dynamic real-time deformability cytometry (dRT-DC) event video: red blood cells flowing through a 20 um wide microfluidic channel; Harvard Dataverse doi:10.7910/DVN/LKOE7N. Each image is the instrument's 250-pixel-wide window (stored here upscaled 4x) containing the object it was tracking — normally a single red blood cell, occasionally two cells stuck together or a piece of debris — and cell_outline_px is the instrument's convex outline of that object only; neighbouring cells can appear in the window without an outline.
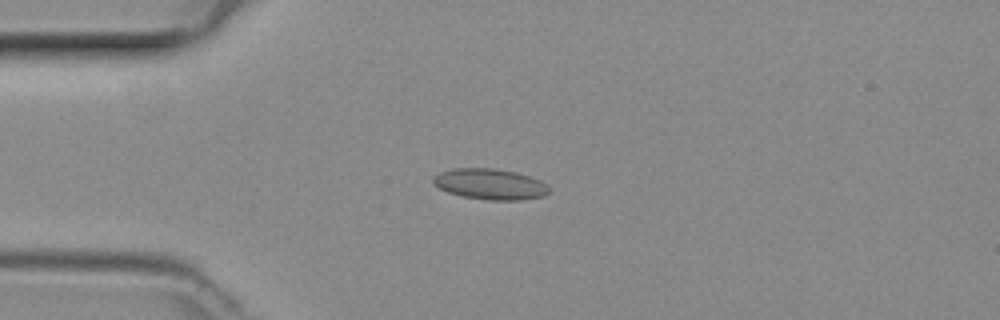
{"species": "common noctule bat (a hibernating species)", "species_latin": "Nyctalus noctula", "temperature_condition": "room temperature", "stored_images_in_passage": 48, "camera_frame_rate_fps": 3000, "um_per_image_px": 0.085, "animal": {"sex": "female", "body_mass_g": 29.2, "forearm_length_mm": 56.3}, "frame": {"image": 1, "passage_image": 12, "time_ms": 3.667, "image_size_px": [1000, 320], "cell_outline_px": [[552, 188], [544, 196], [520, 200], [488, 200], [464, 196], [448, 192], [432, 184], [432, 176], [440, 172], [452, 168], [496, 168], [516, 172], [540, 180], [548, 184]], "centroid_in_image_um": [41.67, 15.64], "position_along_channel_um": 43.3, "area_um2": 20.98}}
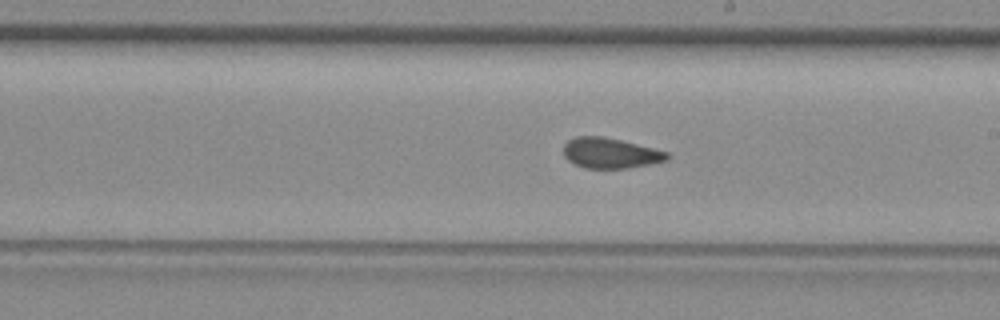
{"frame": {"image": 2, "passage_image": 27, "time_ms": 8.667, "image_size_px": [1000, 320], "cell_outline_px": [[668, 160], [628, 168], [584, 168], [568, 160], [564, 156], [564, 144], [568, 140], [576, 136], [604, 136], [668, 152]], "centroid_in_image_um": [51.84, 13.01], "position_along_channel_um": 237.2, "area_um2": 18.15}}
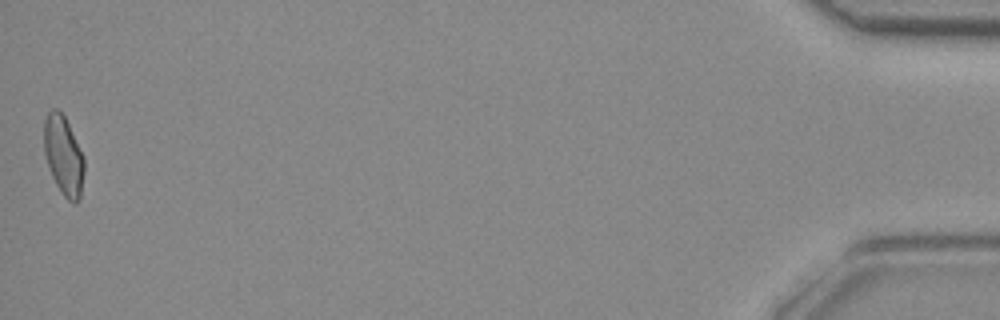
{"frame": {"image": 3, "passage_image": 48, "time_ms": 15.667, "image_size_px": [1000, 320], "cell_outline_px": [[84, 172], [80, 200], [76, 204], [72, 204], [64, 196], [56, 184], [52, 176], [44, 152], [44, 120], [48, 112], [52, 108], [56, 108], [64, 116], [84, 156]], "centroid_in_image_um": [5.41, 13.25], "position_along_channel_um": 429.8, "area_um2": 18.55}}